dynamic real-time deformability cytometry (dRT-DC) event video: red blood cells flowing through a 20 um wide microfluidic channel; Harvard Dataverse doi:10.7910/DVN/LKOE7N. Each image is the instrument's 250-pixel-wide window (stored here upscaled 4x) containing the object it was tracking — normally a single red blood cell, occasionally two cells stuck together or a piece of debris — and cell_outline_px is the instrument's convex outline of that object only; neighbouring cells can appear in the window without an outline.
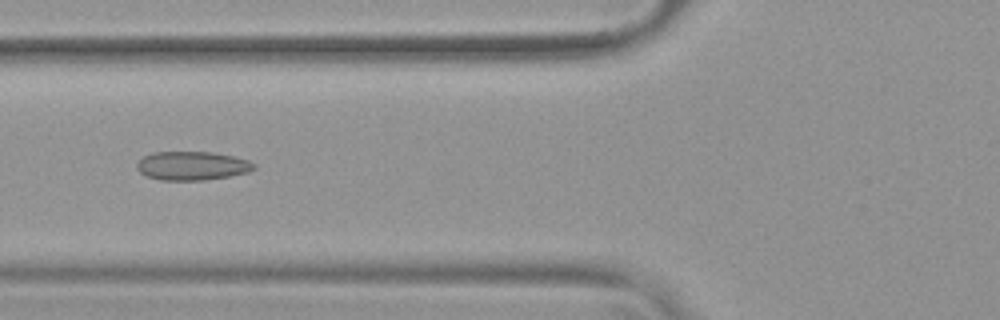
{"species": "common noctule bat (a hibernating species)", "species_latin": "Nyctalus noctula", "temperature_condition": "warm", "stored_images_in_passage": 53, "camera_frame_rate_fps": 3000, "um_per_image_px": 0.085, "animal": {"sex": "female", "body_mass_g": 19.9}, "frame": {"image": 1, "passage_image": 21, "time_ms": 6.667, "image_size_px": [1000, 320], "cell_outline_px": [[256, 168], [248, 172], [228, 176], [204, 180], [160, 180], [148, 176], [140, 172], [136, 168], [136, 164], [144, 156], [152, 152], [212, 152], [236, 156], [248, 160], [256, 164]], "centroid_in_image_um": [16.35, 14.08], "position_along_channel_um": 109.4, "area_um2": 19.65}}
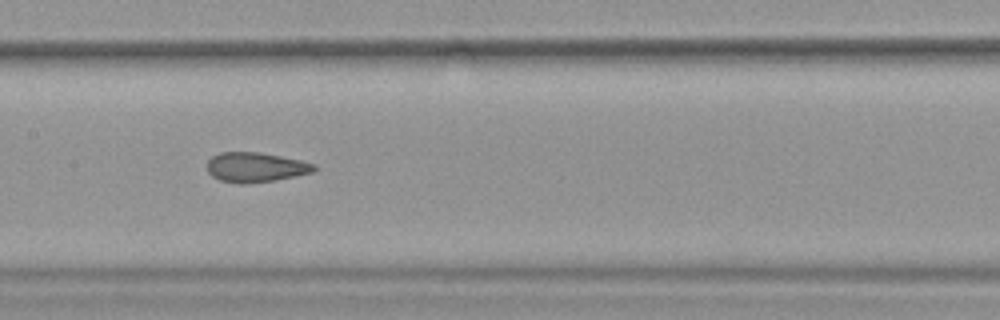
{"frame": {"image": 2, "passage_image": 27, "time_ms": 8.667, "image_size_px": [1000, 320], "cell_outline_px": [[316, 168], [312, 172], [296, 176], [276, 180], [244, 184], [240, 184], [220, 180], [212, 176], [208, 172], [208, 160], [212, 156], [220, 152], [260, 152], [300, 160], [316, 164]], "centroid_in_image_um": [21.72, 14.22], "position_along_channel_um": 185.7, "area_um2": 18.55}}
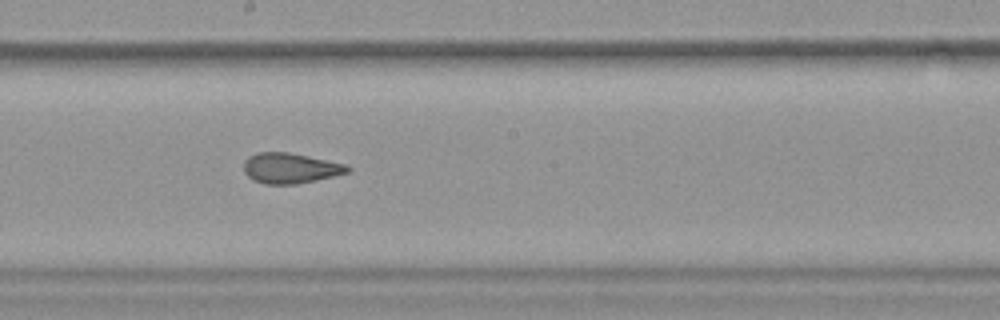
{"frame": {"image": 3, "passage_image": 30, "time_ms": 9.667, "image_size_px": [1000, 320], "cell_outline_px": [[352, 172], [316, 180], [296, 184], [264, 184], [252, 180], [244, 172], [244, 160], [248, 156], [256, 152], [288, 152], [348, 164], [352, 168]], "centroid_in_image_um": [24.7, 14.29], "position_along_channel_um": 223.5, "area_um2": 18.67}, "authors_computed_cell_mechanics": {"area_um2": 19.8832, "velocity_mm_per_s": 3.8111, "shape_relaxation_time_tau1_ms": null, "shape_relaxation_time_tau2_ms": 1.5335, "deformation_change_tau1": null, "deformation_change_tau2": 0.0816}}